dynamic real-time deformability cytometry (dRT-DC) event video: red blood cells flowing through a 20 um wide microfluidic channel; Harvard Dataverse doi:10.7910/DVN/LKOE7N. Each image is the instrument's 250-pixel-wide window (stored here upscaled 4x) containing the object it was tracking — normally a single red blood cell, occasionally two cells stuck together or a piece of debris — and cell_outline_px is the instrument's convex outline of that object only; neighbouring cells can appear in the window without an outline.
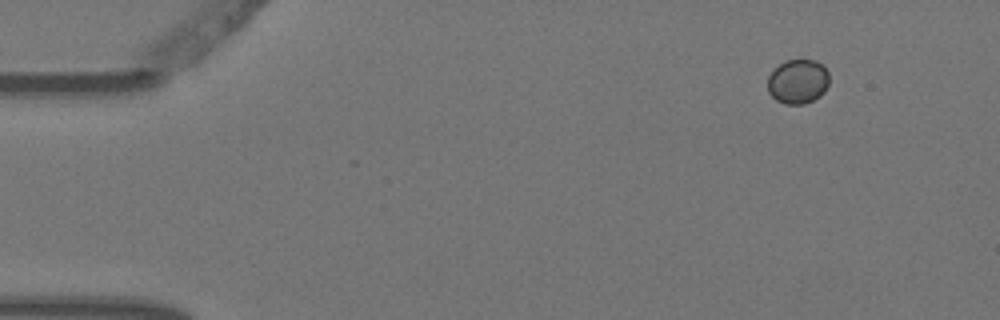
{"species": "Egyptian fruit bat (a non-hibernating species)", "species_latin": "Rousettus aegyptiacus", "temperature_condition": "warm", "stored_images_in_passage": 3, "camera_frame_rate_fps": 3000, "um_per_image_px": 0.085, "animal": {"sex": "female"}, "frame": {"image": 1, "passage_image": 3, "time_ms": 0.667, "image_size_px": [1000, 320], "cell_outline_px": [[828, 84], [824, 92], [820, 96], [804, 104], [784, 104], [776, 100], [768, 92], [768, 76], [780, 64], [788, 60], [816, 60], [828, 72]], "centroid_in_image_um": [67.81, 6.94], "position_along_channel_um": 17.2, "area_um2": 15.78}}